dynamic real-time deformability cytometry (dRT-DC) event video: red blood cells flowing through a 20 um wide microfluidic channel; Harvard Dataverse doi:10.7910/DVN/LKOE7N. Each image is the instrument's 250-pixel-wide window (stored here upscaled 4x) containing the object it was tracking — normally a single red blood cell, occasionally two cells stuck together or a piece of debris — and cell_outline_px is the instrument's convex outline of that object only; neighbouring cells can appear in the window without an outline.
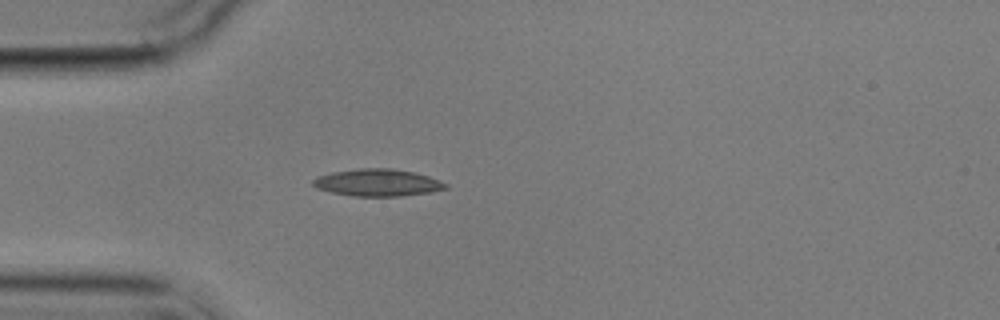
{"species": "common noctule bat (a hibernating species)", "species_latin": "Nyctalus noctula", "temperature_condition": "cold", "stored_images_in_passage": 2, "camera_frame_rate_fps": 3000, "um_per_image_px": 0.085, "animal": {"sex": "male", "body_mass_g": 17.9}, "frame": {"image": 1, "passage_image": 2, "time_ms": 3.333, "image_size_px": [1000, 320], "cell_outline_px": [[448, 188], [432, 192], [400, 196], [352, 196], [332, 192], [316, 188], [312, 184], [312, 180], [316, 176], [332, 172], [356, 168], [392, 168], [416, 172], [440, 180], [448, 184]], "centroid_in_image_um": [32.1, 15.51], "position_along_channel_um": 52.9, "area_um2": 21.21}}